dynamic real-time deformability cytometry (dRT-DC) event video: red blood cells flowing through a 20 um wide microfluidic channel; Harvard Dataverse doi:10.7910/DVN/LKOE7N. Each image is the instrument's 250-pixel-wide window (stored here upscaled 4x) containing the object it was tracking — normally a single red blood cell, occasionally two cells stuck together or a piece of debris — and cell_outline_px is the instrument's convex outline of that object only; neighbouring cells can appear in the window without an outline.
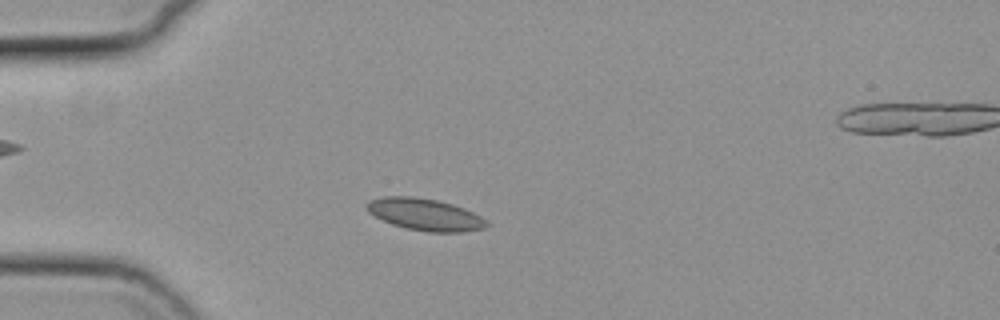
{"species": "common noctule bat (a hibernating species)", "species_latin": "Nyctalus noctula", "temperature_condition": "cold", "stored_images_in_passage": 49, "camera_frame_rate_fps": 3000, "um_per_image_px": 0.085, "animal": {"sex": "female", "body_mass_g": 19.3, "forearm_length_mm": 54.1}, "frame": {"image": 1, "passage_image": 7, "time_ms": 2.0, "image_size_px": [1000, 320], "cell_outline_px": [[488, 224], [484, 228], [464, 232], [428, 232], [408, 228], [392, 224], [368, 212], [364, 208], [364, 204], [368, 200], [384, 196], [412, 196], [436, 200], [452, 204], [464, 208], [480, 216]], "centroid_in_image_um": [36.07, 18.22], "position_along_channel_um": 48.9, "area_um2": 22.2}}
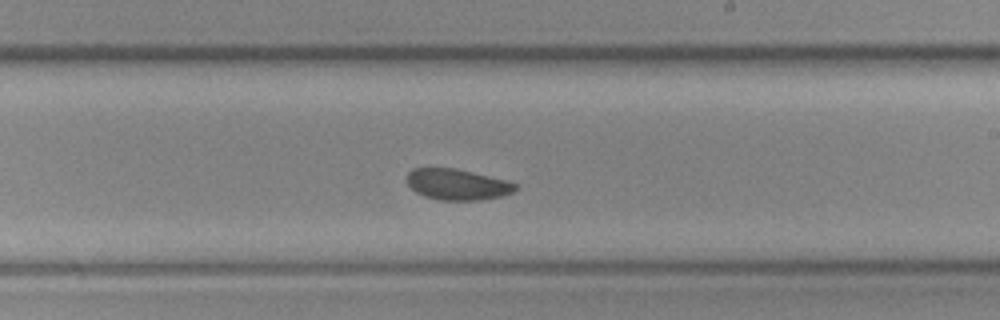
{"frame": {"image": 2, "passage_image": 25, "time_ms": 8.0, "image_size_px": [1000, 320], "cell_outline_px": [[520, 184], [512, 192], [504, 196], [480, 200], [440, 200], [424, 196], [416, 192], [408, 184], [408, 172], [412, 168], [456, 168]], "centroid_in_image_um": [38.88, 15.68], "position_along_channel_um": 250.1, "area_um2": 19.48}}
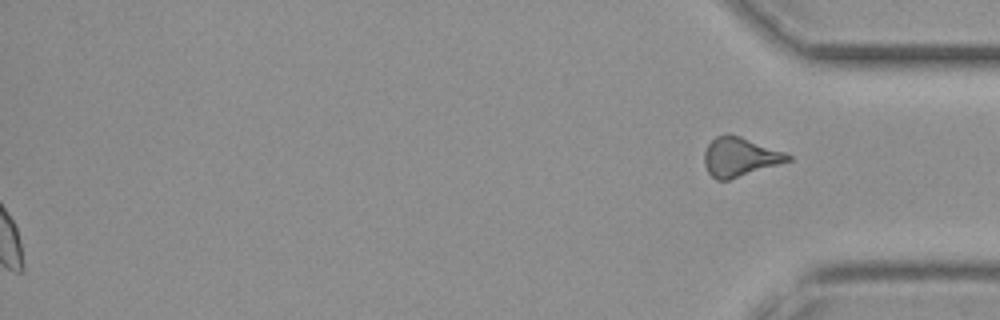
{"frame": {"image": 3, "passage_image": 49, "time_ms": 16.0, "image_size_px": [1000, 320], "cell_outline_px": [[792, 160], [728, 180], [716, 180], [708, 172], [704, 164], [704, 152], [708, 144], [716, 136], [728, 132], [740, 136], [784, 152], [792, 156]], "centroid_in_image_um": [62.86, 13.33], "position_along_channel_um": 372.3, "area_um2": 18.96}}